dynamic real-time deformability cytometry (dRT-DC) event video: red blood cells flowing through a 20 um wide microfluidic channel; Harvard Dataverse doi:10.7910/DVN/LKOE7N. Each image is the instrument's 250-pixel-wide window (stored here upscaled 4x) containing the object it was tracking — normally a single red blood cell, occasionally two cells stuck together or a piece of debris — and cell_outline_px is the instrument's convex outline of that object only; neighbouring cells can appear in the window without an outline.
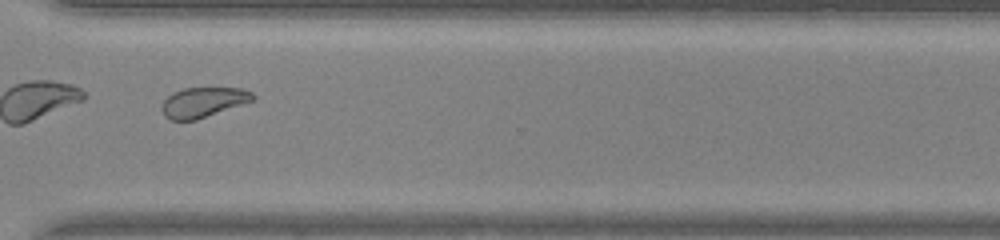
{"species": "common noctule bat (a hibernating species)", "species_latin": "Nyctalus noctula", "temperature_condition": "warm", "stored_images_in_passage": 36, "camera_frame_rate_fps": 3000, "um_per_image_px": 0.085, "animal": {"sex": "male", "body_mass_g": 20.0, "forearm_length_mm": 53.3}, "frame": {"image": 1, "passage_image": 26, "time_ms": 8.333, "image_size_px": [1000, 240], "cell_outline_px": [[256, 100], [196, 120], [168, 120], [164, 116], [160, 108], [164, 100], [172, 92], [184, 88], [240, 88], [252, 92], [256, 96]], "centroid_in_image_um": [17.27, 8.69], "position_along_channel_um": 353.3, "area_um2": 16.13}}